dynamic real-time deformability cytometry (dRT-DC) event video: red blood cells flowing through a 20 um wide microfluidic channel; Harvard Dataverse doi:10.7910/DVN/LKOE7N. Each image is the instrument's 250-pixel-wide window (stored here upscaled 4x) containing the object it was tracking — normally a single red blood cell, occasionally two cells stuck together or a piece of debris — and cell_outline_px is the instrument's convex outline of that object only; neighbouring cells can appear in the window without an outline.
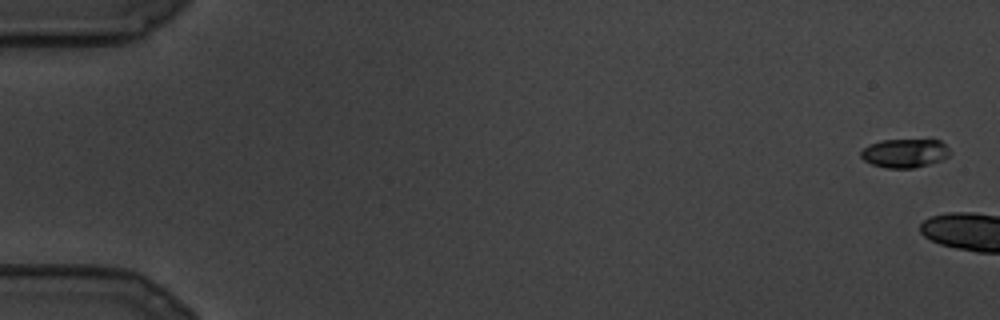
{"species": "common noctule bat (a hibernating species)", "species_latin": "Nyctalus noctula", "temperature_condition": "cold", "stored_images_in_passage": 3, "camera_frame_rate_fps": 3000, "um_per_image_px": 0.085, "animal": {"sex": "male", "body_mass_g": 19.5, "forearm_length_mm": 54.6}, "frame": {"image": 1, "passage_image": 1, "time_ms": 0.0, "image_size_px": [1000, 320], "cell_outline_px": [[952, 152], [948, 156], [940, 160], [928, 164], [912, 168], [884, 168], [872, 164], [864, 160], [860, 156], [860, 152], [868, 144], [880, 140], [940, 140]], "centroid_in_image_um": [76.88, 13.01], "position_along_channel_um": 8.1, "area_um2": 14.91}}